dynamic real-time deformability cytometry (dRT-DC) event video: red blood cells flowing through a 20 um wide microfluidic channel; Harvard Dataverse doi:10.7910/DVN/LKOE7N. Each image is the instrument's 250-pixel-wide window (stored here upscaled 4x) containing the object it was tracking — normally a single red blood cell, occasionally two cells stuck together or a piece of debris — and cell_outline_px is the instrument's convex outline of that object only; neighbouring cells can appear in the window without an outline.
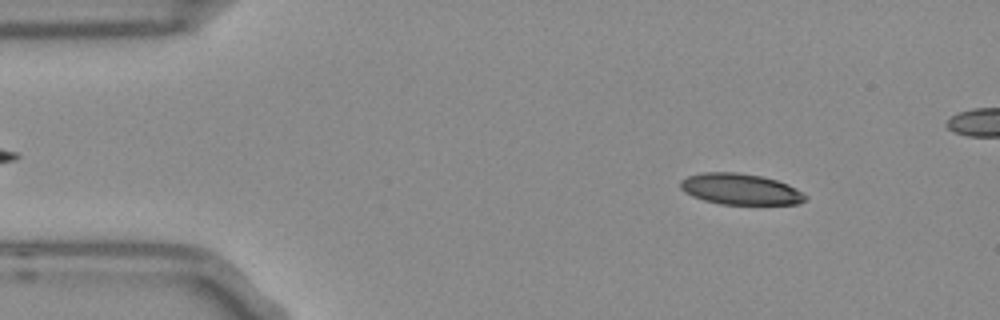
{"species": "Egyptian fruit bat (a non-hibernating species)", "species_latin": "Rousettus aegyptiacus", "temperature_condition": "room temperature", "stored_images_in_passage": 54, "segment_of_instrument_passage": [1, 2], "camera_frame_rate_fps": 3000, "um_per_image_px": 0.085, "frame": {"image": 1, "passage_image": 6, "time_ms": 1.667, "image_size_px": [1000, 320], "cell_outline_px": [[808, 196], [800, 204], [720, 204], [704, 200], [692, 196], [684, 192], [680, 188], [680, 180], [688, 176], [700, 172], [736, 172], [760, 176], [776, 180], [788, 184], [796, 188]], "centroid_in_image_um": [62.91, 16.07], "position_along_channel_um": 22.1, "area_um2": 22.66}}
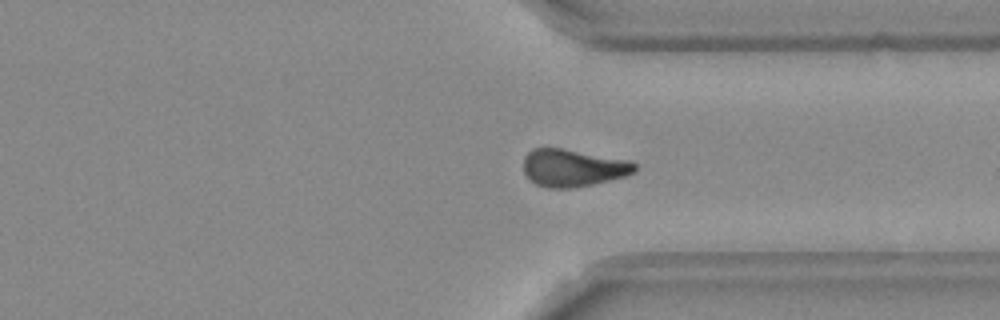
{"frame": {"image": 2, "passage_image": 39, "time_ms": 12.667, "image_size_px": [1000, 320], "cell_outline_px": [[636, 172], [628, 176], [592, 184], [572, 188], [548, 188], [536, 184], [524, 172], [524, 156], [532, 148], [560, 148], [632, 160], [636, 164]], "centroid_in_image_um": [48.75, 14.26], "position_along_channel_um": 362.7, "area_um2": 24.39}}
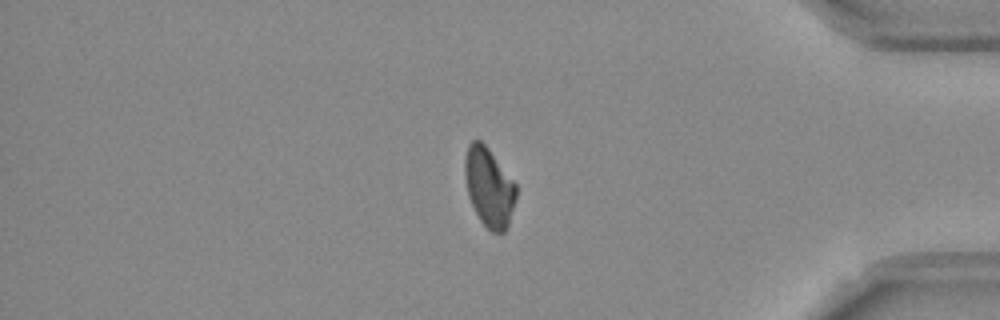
{"frame": {"image": 3, "passage_image": 44, "time_ms": 14.333, "image_size_px": [1000, 320], "cell_outline_px": [[516, 196], [508, 228], [504, 232], [492, 232], [480, 220], [468, 196], [464, 172], [464, 160], [468, 144], [472, 140], [480, 140], [488, 148], [516, 184]], "centroid_in_image_um": [41.56, 15.91], "position_along_channel_um": 393.6, "area_um2": 23.47}}